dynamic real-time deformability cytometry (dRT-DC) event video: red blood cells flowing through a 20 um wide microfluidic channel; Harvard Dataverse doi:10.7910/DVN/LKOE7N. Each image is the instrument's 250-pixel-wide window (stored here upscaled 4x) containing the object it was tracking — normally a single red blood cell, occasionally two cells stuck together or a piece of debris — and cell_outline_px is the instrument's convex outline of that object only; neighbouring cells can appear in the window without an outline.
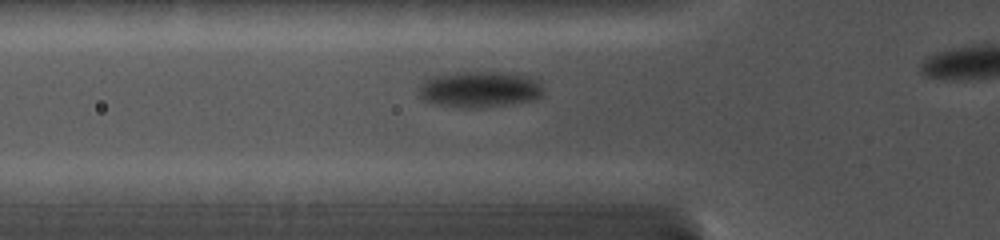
{"species": "common noctule bat (a hibernating species)", "species_latin": "Nyctalus noctula", "temperature_condition": "cold", "stored_images_in_passage": 24, "camera_frame_rate_fps": 5000, "um_per_image_px": 0.085, "animal": {"sex": "female", "body_mass_g": 19.0, "forearm_length_mm": 56.7}, "frame": {"image": 1, "passage_image": 6, "time_ms": 2.8, "image_size_px": [1000, 240], "cell_outline_px": [[544, 92], [536, 100], [512, 104], [476, 108], [456, 108], [432, 104], [424, 100], [420, 96], [420, 84], [428, 76], [448, 72], [496, 72], [524, 76], [536, 80], [544, 88]], "centroid_in_image_um": [40.71, 7.61], "position_along_channel_um": 85.1, "area_um2": 26.65}}
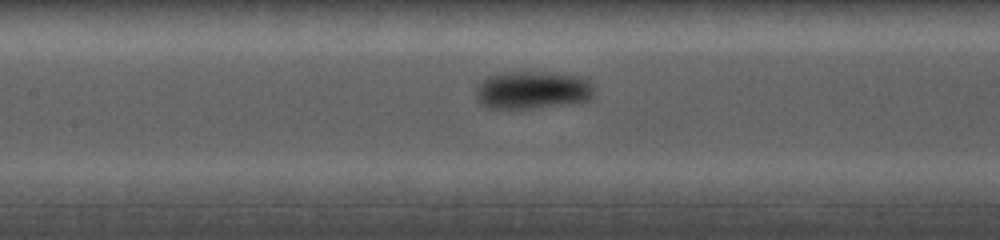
{"frame": {"image": 2, "passage_image": 11, "time_ms": 4.8, "image_size_px": [1000, 240], "cell_outline_px": [[592, 100], [568, 104], [532, 108], [488, 108], [480, 104], [476, 100], [476, 84], [484, 76], [496, 72], [552, 72], [588, 76], [592, 84]], "centroid_in_image_um": [45.24, 7.63], "position_along_channel_um": 162.2, "area_um2": 26.93}}
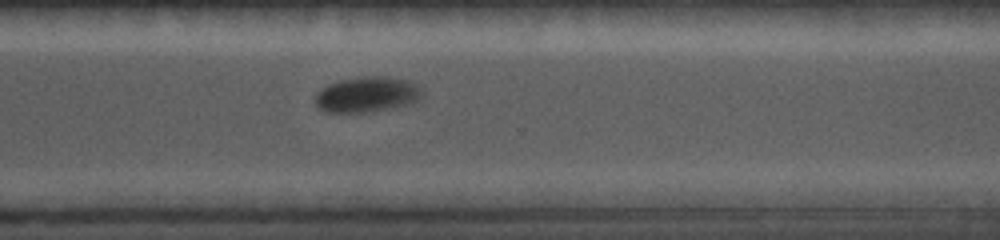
{"frame": {"image": 3, "passage_image": 23, "time_ms": 9.4, "image_size_px": [1000, 240], "cell_outline_px": [[424, 92], [412, 104], [372, 112], [324, 112], [316, 104], [316, 92], [320, 88], [336, 80], [356, 76], [384, 76], [408, 80], [416, 84]], "centroid_in_image_um": [31.18, 8.02], "position_along_channel_um": 339.4, "area_um2": 22.48}}